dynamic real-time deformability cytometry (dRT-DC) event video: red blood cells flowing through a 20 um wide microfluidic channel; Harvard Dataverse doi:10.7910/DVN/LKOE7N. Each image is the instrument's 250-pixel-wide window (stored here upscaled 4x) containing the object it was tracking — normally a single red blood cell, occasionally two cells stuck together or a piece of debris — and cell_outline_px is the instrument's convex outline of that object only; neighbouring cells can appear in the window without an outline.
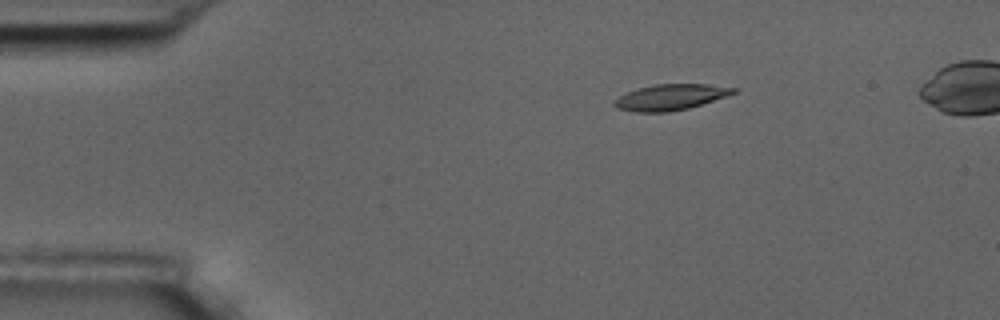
{"species": "common noctule bat (a hibernating species)", "species_latin": "Nyctalus noctula", "temperature_condition": "room temperature", "stored_images_in_passage": 4, "camera_frame_rate_fps": 3000, "um_per_image_px": 0.085, "animal": {"sex": "male", "body_mass_g": 17.5, "forearm_length_mm": 52.3}, "frame": {"image": 1, "passage_image": 1, "time_ms": 0.0, "image_size_px": [1000, 320], "cell_outline_px": [[736, 92], [728, 96], [688, 108], [668, 112], [636, 112], [616, 108], [612, 104], [612, 100], [628, 92], [640, 88], [656, 84], [708, 84], [736, 88]], "centroid_in_image_um": [56.98, 8.26], "position_along_channel_um": 28.0, "area_um2": 17.86}}